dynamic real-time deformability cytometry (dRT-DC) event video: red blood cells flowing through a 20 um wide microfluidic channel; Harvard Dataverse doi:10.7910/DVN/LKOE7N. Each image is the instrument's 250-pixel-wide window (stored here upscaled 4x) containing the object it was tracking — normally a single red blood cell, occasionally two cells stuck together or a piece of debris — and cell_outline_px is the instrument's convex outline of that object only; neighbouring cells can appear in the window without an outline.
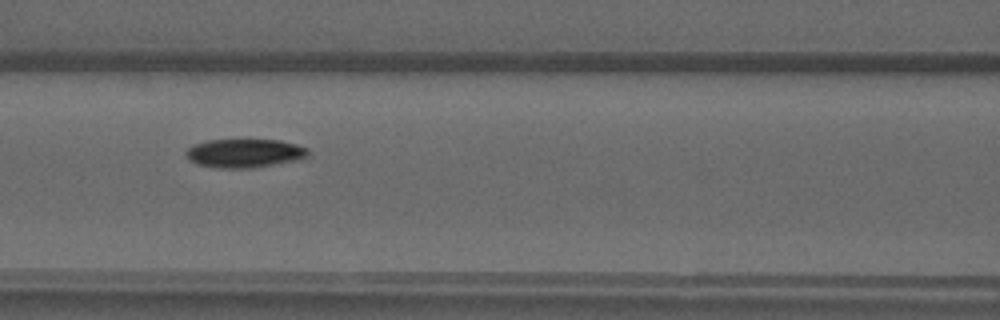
{"species": "common noctule bat (a hibernating species)", "species_latin": "Nyctalus noctula", "temperature_condition": "warm", "stored_images_in_passage": 35, "camera_frame_rate_fps": 3000, "um_per_image_px": 0.085, "animal": {"sex": "male", "forearm_length_mm": 52.5}, "frame": {"image": 1, "passage_image": 12, "time_ms": 3.667, "image_size_px": [1000, 320], "cell_outline_px": [[308, 156], [300, 160], [256, 168], [216, 168], [196, 164], [188, 160], [184, 152], [192, 144], [208, 140], [280, 140], [296, 144], [308, 148]], "centroid_in_image_um": [20.78, 13.03], "position_along_channel_um": 145.8, "area_um2": 20.81}}
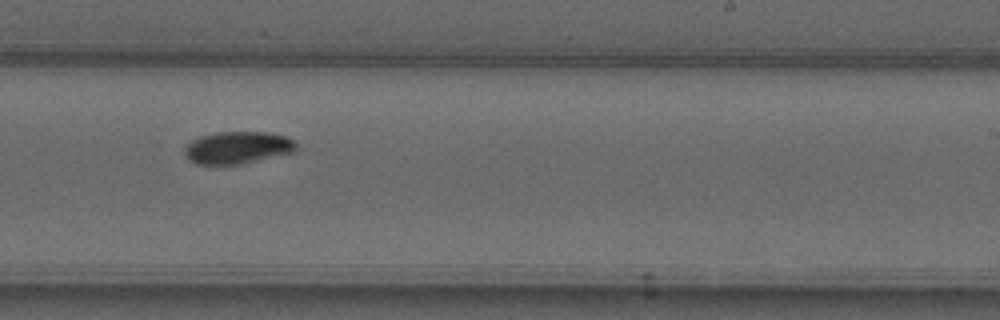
{"frame": {"image": 2, "passage_image": 21, "time_ms": 6.667, "image_size_px": [1000, 320], "cell_outline_px": [[296, 152], [240, 164], [196, 164], [184, 152], [184, 148], [192, 140], [200, 136], [216, 132], [272, 132], [288, 136], [296, 144]], "centroid_in_image_um": [20.25, 12.53], "position_along_channel_um": 268.8, "area_um2": 20.98}}
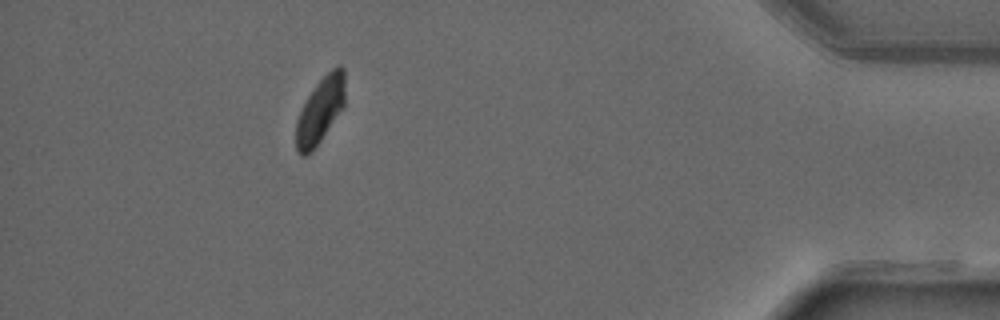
{"frame": {"image": 3, "passage_image": 35, "time_ms": 11.333, "image_size_px": [1000, 320], "cell_outline_px": [[344, 108], [320, 140], [304, 156], [300, 156], [296, 152], [296, 120], [308, 96], [316, 84], [332, 68], [340, 64], [344, 68]], "centroid_in_image_um": [27.23, 9.36], "position_along_channel_um": 408.0, "area_um2": 18.5}}